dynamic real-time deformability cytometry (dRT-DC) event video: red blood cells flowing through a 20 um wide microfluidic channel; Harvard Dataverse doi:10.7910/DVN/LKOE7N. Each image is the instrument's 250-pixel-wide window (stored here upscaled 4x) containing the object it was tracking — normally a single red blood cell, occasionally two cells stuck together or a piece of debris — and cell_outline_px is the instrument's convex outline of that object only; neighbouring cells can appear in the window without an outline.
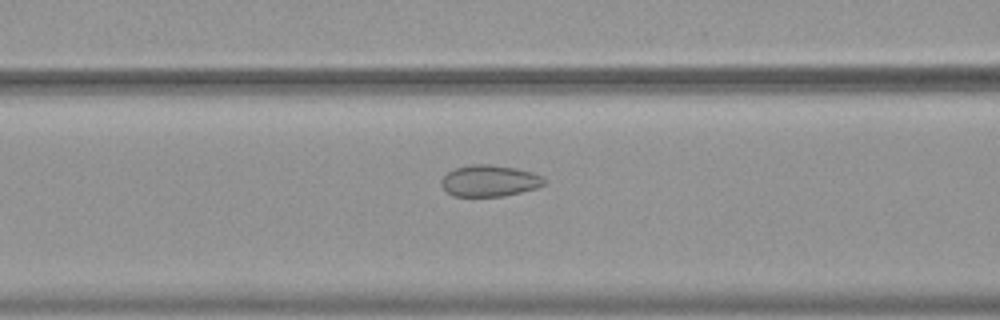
{"species": "common noctule bat (a hibernating species)", "species_latin": "Nyctalus noctula", "temperature_condition": "warm", "stored_images_in_passage": 55, "camera_frame_rate_fps": 3000, "um_per_image_px": 0.085, "animal": {"sex": "female", "body_mass_g": 19.9}, "frame": {"image": 1, "passage_image": 23, "time_ms": 7.333, "image_size_px": [1000, 320], "cell_outline_px": [[544, 184], [536, 188], [504, 196], [452, 196], [440, 184], [440, 180], [448, 172], [456, 168], [472, 164], [488, 164], [516, 168], [532, 172], [540, 176], [544, 180]], "centroid_in_image_um": [41.58, 15.37], "position_along_channel_um": 125.0, "area_um2": 18.67}}
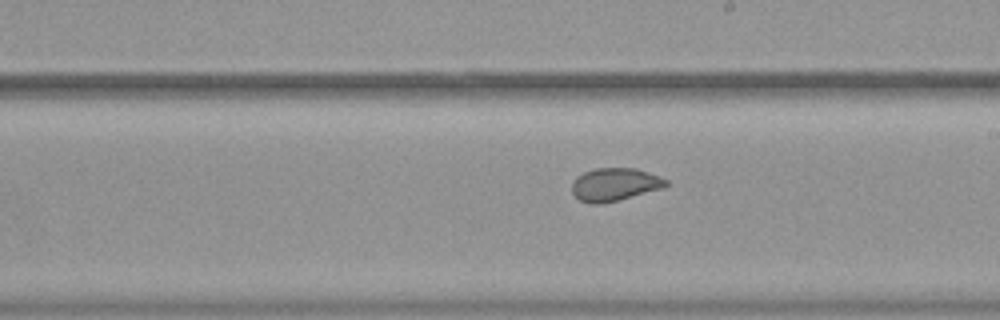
{"frame": {"image": 2, "passage_image": 32, "time_ms": 10.333, "image_size_px": [1000, 320], "cell_outline_px": [[668, 184], [664, 188], [600, 204], [588, 204], [580, 200], [572, 192], [572, 184], [576, 176], [584, 172], [596, 168], [636, 168], [648, 172], [668, 180]], "centroid_in_image_um": [52.24, 15.67], "position_along_channel_um": 236.8, "area_um2": 17.98}}
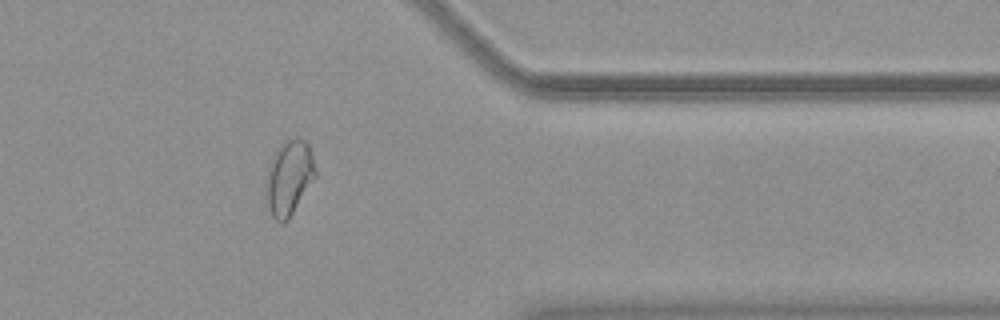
{"frame": {"image": 3, "passage_image": 45, "time_ms": 14.667, "image_size_px": [1000, 320], "cell_outline_px": [[316, 176], [288, 220], [276, 220], [272, 216], [264, 196], [264, 184], [268, 168], [272, 156], [276, 148], [280, 144], [288, 140], [304, 140], [308, 144], [312, 152], [316, 172]], "centroid_in_image_um": [24.53, 15.11], "position_along_channel_um": 386.9, "area_um2": 21.5}, "authors_computed_cell_mechanics": {"area_um2": 22.7154, "velocity_mm_per_s": 3.7419, "shape_relaxation_time_tau1_ms": null, "shape_relaxation_time_tau2_ms": 0.9621, "deformation_change_tau1": null, "deformation_change_tau2": 0.0557}}